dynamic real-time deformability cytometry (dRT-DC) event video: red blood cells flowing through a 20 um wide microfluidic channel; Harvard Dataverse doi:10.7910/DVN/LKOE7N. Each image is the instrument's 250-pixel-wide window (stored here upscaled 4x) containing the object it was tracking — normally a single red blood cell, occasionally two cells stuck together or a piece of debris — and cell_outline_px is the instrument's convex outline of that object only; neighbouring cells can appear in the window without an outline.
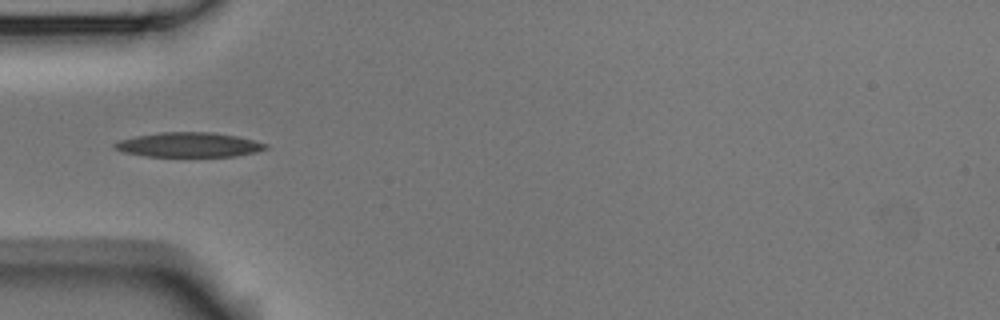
{"species": "Egyptian fruit bat (a non-hibernating species)", "species_latin": "Rousettus aegyptiacus", "temperature_condition": "room temperature", "stored_images_in_passage": 5, "camera_frame_rate_fps": 3000, "um_per_image_px": 0.085, "animal": {"sex": "male"}, "frame": {"image": 1, "passage_image": 4, "time_ms": 1.0, "image_size_px": [1000, 320], "cell_outline_px": [[268, 148], [256, 152], [236, 156], [144, 156], [124, 152], [112, 148], [112, 144], [120, 140], [136, 136], [160, 132], [212, 132], [236, 136], [268, 144]], "centroid_in_image_um": [16.03, 12.3], "position_along_channel_um": 69.0, "area_um2": 21.62}}
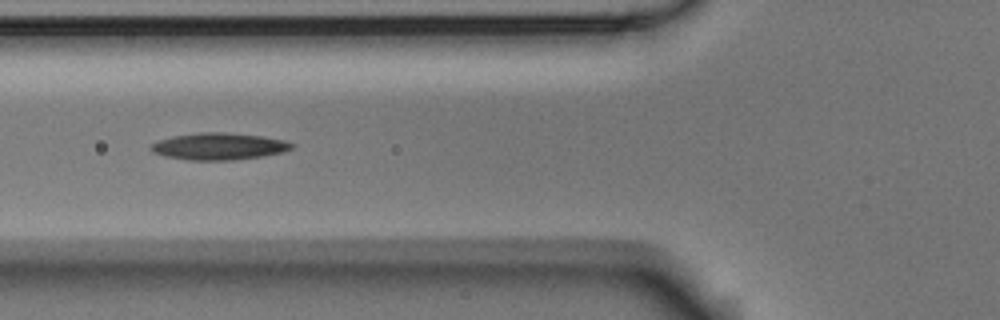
{"frame": {"image": 2, "passage_image": 5, "time_ms": 1.333, "image_size_px": [1000, 320], "cell_outline_px": [[296, 144], [292, 148], [284, 152], [260, 156], [232, 160], [188, 160], [164, 156], [152, 152], [148, 148], [156, 140], [172, 136], [200, 132], [224, 132], [264, 136], [284, 140]], "centroid_in_image_um": [18.58, 12.43], "position_along_channel_um": 107.2, "area_um2": 22.25}}